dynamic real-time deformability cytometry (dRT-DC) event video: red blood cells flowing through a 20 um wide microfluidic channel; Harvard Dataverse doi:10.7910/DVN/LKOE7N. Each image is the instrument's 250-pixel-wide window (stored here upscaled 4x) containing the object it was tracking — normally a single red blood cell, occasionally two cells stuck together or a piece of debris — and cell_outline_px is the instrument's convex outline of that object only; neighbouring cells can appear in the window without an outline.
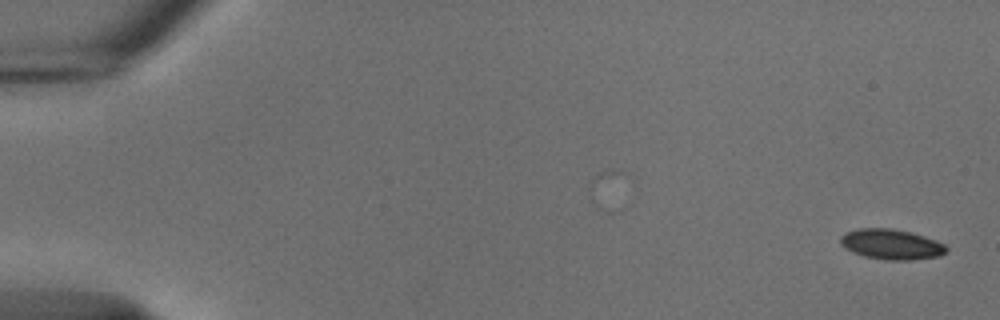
{"species": "common noctule bat (a hibernating species)", "species_latin": "Nyctalus noctula", "temperature_condition": "cold", "stored_images_in_passage": 45, "camera_frame_rate_fps": 3000, "um_per_image_px": 0.085, "animal": {"sex": "male", "body_mass_g": 18.8}, "frame": {"image": 1, "passage_image": 1, "time_ms": 0.0, "image_size_px": [1000, 320], "cell_outline_px": [[948, 248], [940, 256], [908, 260], [888, 260], [864, 256], [844, 248], [840, 244], [840, 236], [844, 232], [856, 228], [888, 228], [908, 232], [924, 236], [944, 244]], "centroid_in_image_um": [75.7, 20.76], "position_along_channel_um": 9.3, "area_um2": 18.55}}
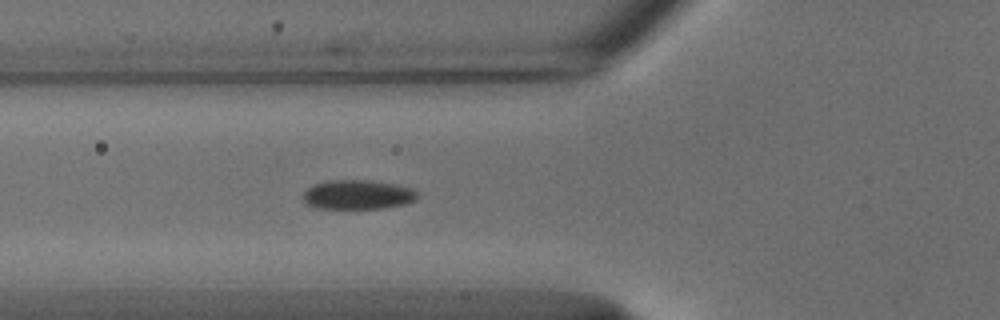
{"frame": {"image": 2, "passage_image": 20, "time_ms": 6.333, "image_size_px": [1000, 320], "cell_outline_px": [[420, 196], [404, 204], [384, 208], [316, 208], [308, 204], [304, 200], [304, 192], [312, 184], [324, 180], [372, 180], [412, 188]], "centroid_in_image_um": [30.38, 16.53], "position_along_channel_um": 95.4, "area_um2": 19.48}}
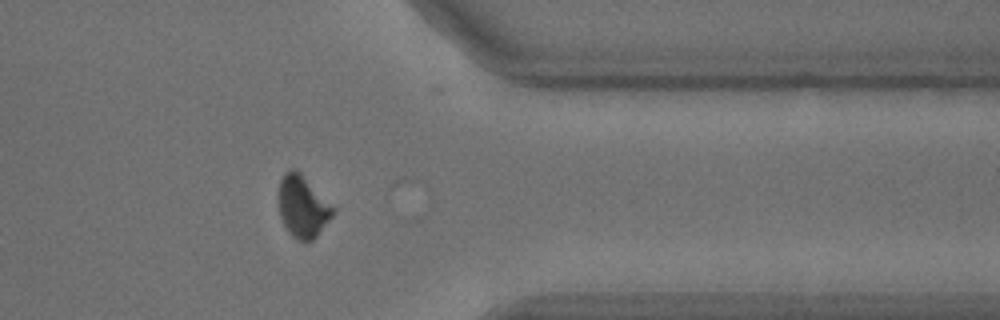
{"frame": {"image": 3, "passage_image": 44, "time_ms": 14.333, "image_size_px": [1000, 320], "cell_outline_px": [[332, 216], [316, 236], [312, 240], [304, 244], [292, 236], [284, 224], [280, 216], [280, 180], [284, 172], [292, 168], [300, 172], [332, 208]], "centroid_in_image_um": [25.69, 17.59], "position_along_channel_um": 385.7, "area_um2": 18.79}, "authors_computed_cell_mechanics": {"area_um2": 19.4786, "velocity_mm_per_s": 3.7363, "shape_relaxation_time_tau1_ms": 8.7832, "shape_relaxation_time_tau2_ms": null, "deformation_change_tau1": 0.1316, "deformation_change_tau2": null}}